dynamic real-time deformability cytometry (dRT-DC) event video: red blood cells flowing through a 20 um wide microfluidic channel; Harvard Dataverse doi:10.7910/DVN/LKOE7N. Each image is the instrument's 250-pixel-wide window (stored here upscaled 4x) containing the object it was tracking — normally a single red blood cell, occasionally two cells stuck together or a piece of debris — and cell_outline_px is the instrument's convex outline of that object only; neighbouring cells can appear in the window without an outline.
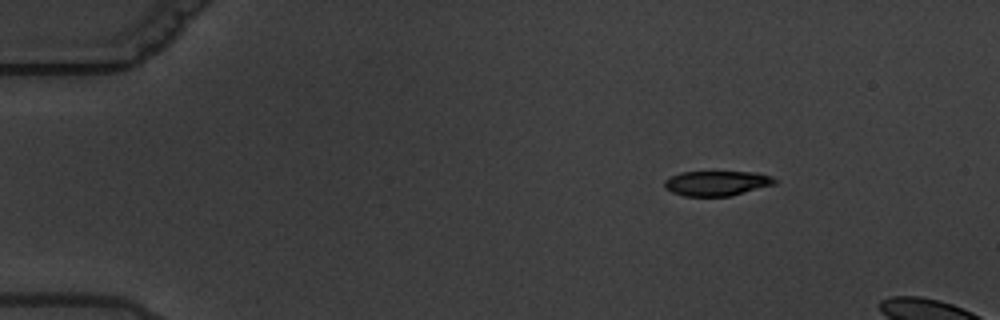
{"species": "common noctule bat (a hibernating species)", "species_latin": "Nyctalus noctula", "temperature_condition": "warm", "stored_images_in_passage": 6, "camera_frame_rate_fps": 3000, "um_per_image_px": 0.085, "animal": {"sex": "male", "body_mass_g": 19.5, "forearm_length_mm": 54.6}, "frame": {"image": 1, "passage_image": 6, "time_ms": 7.0, "image_size_px": [1000, 320], "cell_outline_px": [[776, 184], [732, 196], [684, 196], [672, 192], [664, 188], [664, 180], [680, 172], [756, 172], [772, 176], [776, 180]], "centroid_in_image_um": [60.94, 15.58], "position_along_channel_um": 24.1, "area_um2": 16.13}}